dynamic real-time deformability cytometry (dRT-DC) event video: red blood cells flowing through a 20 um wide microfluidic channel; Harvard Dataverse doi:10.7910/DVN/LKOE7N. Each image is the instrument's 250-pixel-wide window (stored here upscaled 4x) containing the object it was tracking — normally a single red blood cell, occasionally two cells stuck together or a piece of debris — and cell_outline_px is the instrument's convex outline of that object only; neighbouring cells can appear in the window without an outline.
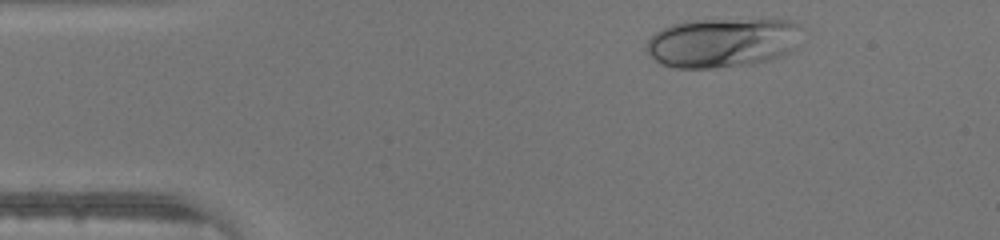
{"species": "human", "species_latin": "Homo sapiens", "temperature_condition": "warm", "stored_images_in_passage": 33, "camera_frame_rate_fps": 3000, "um_per_image_px": 0.085, "donor": {"sex": "male"}, "frame": {"image": 1, "passage_image": 3, "time_ms": 0.667, "image_size_px": [1000, 240], "cell_outline_px": [[800, 24], [788, 52], [784, 56], [752, 64], [716, 68], [676, 68], [660, 64], [648, 52], [648, 40], [656, 32], [672, 24], [684, 20], [788, 20]], "centroid_in_image_um": [61.33, 3.63], "position_along_channel_um": 23.7, "area_um2": 44.04}}
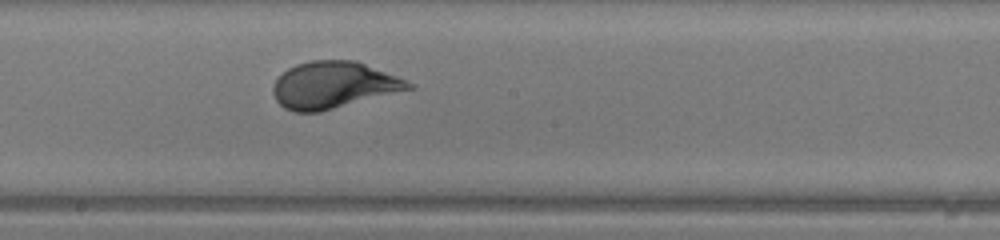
{"frame": {"image": 2, "passage_image": 21, "time_ms": 6.667, "image_size_px": [1000, 240], "cell_outline_px": [[416, 88], [320, 112], [292, 112], [284, 108], [276, 100], [272, 92], [272, 88], [276, 80], [288, 68], [296, 64], [312, 60], [356, 60], [408, 80]], "centroid_in_image_um": [28.37, 7.23], "position_along_channel_um": 219.8, "area_um2": 37.11}}
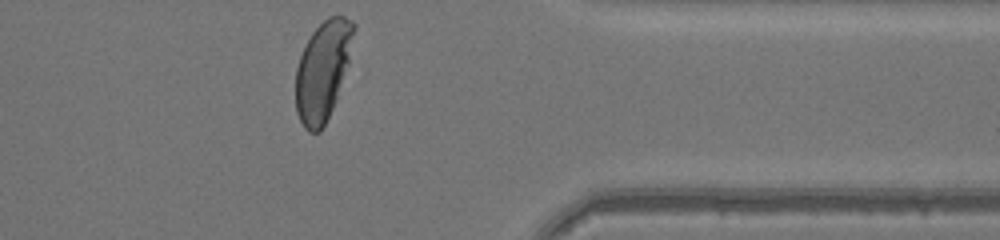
{"frame": {"image": 3, "passage_image": 33, "time_ms": 10.667, "image_size_px": [1000, 240], "cell_outline_px": [[356, 28], [348, 64], [336, 100], [320, 132], [308, 132], [304, 128], [296, 112], [296, 68], [300, 56], [312, 32], [328, 16], [344, 16], [352, 20], [356, 24]], "centroid_in_image_um": [27.45, 5.98], "position_along_channel_um": 384.0, "area_um2": 33.41}}